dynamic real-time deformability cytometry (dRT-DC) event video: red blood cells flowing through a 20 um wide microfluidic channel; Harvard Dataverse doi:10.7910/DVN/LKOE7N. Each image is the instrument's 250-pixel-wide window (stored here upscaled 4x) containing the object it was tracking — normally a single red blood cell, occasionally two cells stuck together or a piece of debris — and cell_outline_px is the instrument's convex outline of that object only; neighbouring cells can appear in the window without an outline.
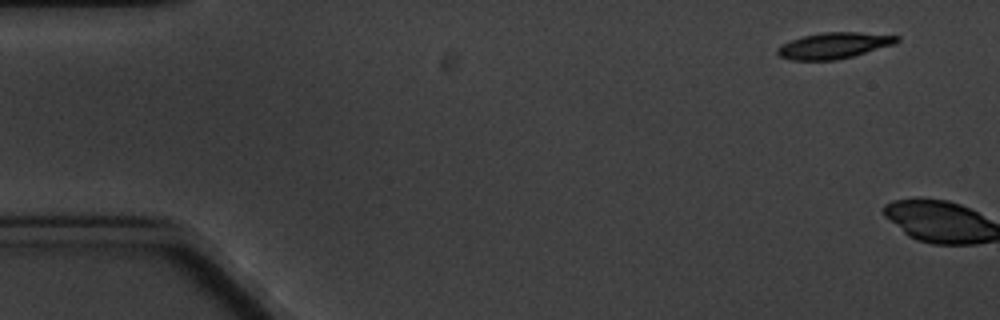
{"species": "common noctule bat (a hibernating species)", "species_latin": "Nyctalus noctula", "temperature_condition": "cold", "stored_images_in_passage": 2, "camera_frame_rate_fps": 3000, "um_per_image_px": 0.085, "animal": {"sex": "male", "body_mass_g": 20.1, "forearm_length_mm": 53.5}, "frame": {"image": 1, "passage_image": 1, "time_ms": 0.0, "image_size_px": [1000, 320], "cell_outline_px": [[900, 40], [896, 44], [852, 56], [836, 60], [792, 60], [780, 56], [776, 52], [776, 48], [792, 40], [804, 36], [824, 32], [860, 32], [900, 36]], "centroid_in_image_um": [70.92, 3.87], "position_along_channel_um": 14.1, "area_um2": 18.03}}